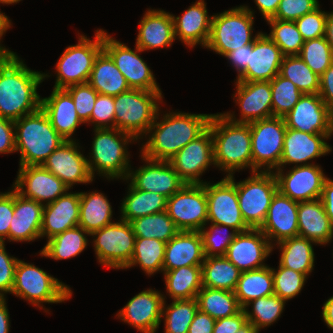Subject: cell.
Here are the masks:
<instances>
[{"label": "cell", "mask_w": 333, "mask_h": 333, "mask_svg": "<svg viewBox=\"0 0 333 333\" xmlns=\"http://www.w3.org/2000/svg\"><path fill=\"white\" fill-rule=\"evenodd\" d=\"M50 77L27 68L16 52L0 59V117L17 120L37 111L41 97L37 88Z\"/></svg>", "instance_id": "1"}, {"label": "cell", "mask_w": 333, "mask_h": 333, "mask_svg": "<svg viewBox=\"0 0 333 333\" xmlns=\"http://www.w3.org/2000/svg\"><path fill=\"white\" fill-rule=\"evenodd\" d=\"M211 115L169 111L157 122L160 116L158 111L145 135L149 138L142 143L141 155L153 160L169 161L208 128Z\"/></svg>", "instance_id": "2"}, {"label": "cell", "mask_w": 333, "mask_h": 333, "mask_svg": "<svg viewBox=\"0 0 333 333\" xmlns=\"http://www.w3.org/2000/svg\"><path fill=\"white\" fill-rule=\"evenodd\" d=\"M208 128L212 133L215 167L226 176L246 168L252 173L250 124L235 123L217 113L211 115Z\"/></svg>", "instance_id": "3"}, {"label": "cell", "mask_w": 333, "mask_h": 333, "mask_svg": "<svg viewBox=\"0 0 333 333\" xmlns=\"http://www.w3.org/2000/svg\"><path fill=\"white\" fill-rule=\"evenodd\" d=\"M14 126L16 151L20 152L19 166L42 165L65 141L41 107L15 120Z\"/></svg>", "instance_id": "4"}, {"label": "cell", "mask_w": 333, "mask_h": 333, "mask_svg": "<svg viewBox=\"0 0 333 333\" xmlns=\"http://www.w3.org/2000/svg\"><path fill=\"white\" fill-rule=\"evenodd\" d=\"M92 150L87 159L91 176L95 172L107 179H127L131 169L127 145L137 142L130 134L116 128L94 129Z\"/></svg>", "instance_id": "5"}, {"label": "cell", "mask_w": 333, "mask_h": 333, "mask_svg": "<svg viewBox=\"0 0 333 333\" xmlns=\"http://www.w3.org/2000/svg\"><path fill=\"white\" fill-rule=\"evenodd\" d=\"M162 91L130 89L114 97L115 128L143 139L160 111Z\"/></svg>", "instance_id": "6"}, {"label": "cell", "mask_w": 333, "mask_h": 333, "mask_svg": "<svg viewBox=\"0 0 333 333\" xmlns=\"http://www.w3.org/2000/svg\"><path fill=\"white\" fill-rule=\"evenodd\" d=\"M72 293L68 285L49 275L43 269L18 260L11 294L48 312V309L43 308V303L65 302L72 297Z\"/></svg>", "instance_id": "7"}, {"label": "cell", "mask_w": 333, "mask_h": 333, "mask_svg": "<svg viewBox=\"0 0 333 333\" xmlns=\"http://www.w3.org/2000/svg\"><path fill=\"white\" fill-rule=\"evenodd\" d=\"M254 12L246 5L212 15L211 31L206 49L222 56L255 41L252 37Z\"/></svg>", "instance_id": "8"}, {"label": "cell", "mask_w": 333, "mask_h": 333, "mask_svg": "<svg viewBox=\"0 0 333 333\" xmlns=\"http://www.w3.org/2000/svg\"><path fill=\"white\" fill-rule=\"evenodd\" d=\"M95 31L94 40L81 34L78 44L64 50L55 65L57 77L53 88L65 89L88 82L95 59L103 50V30Z\"/></svg>", "instance_id": "9"}, {"label": "cell", "mask_w": 333, "mask_h": 333, "mask_svg": "<svg viewBox=\"0 0 333 333\" xmlns=\"http://www.w3.org/2000/svg\"><path fill=\"white\" fill-rule=\"evenodd\" d=\"M247 179L235 182L239 208L245 223L250 228H260L264 223L273 196L278 191L273 172L256 171Z\"/></svg>", "instance_id": "10"}, {"label": "cell", "mask_w": 333, "mask_h": 333, "mask_svg": "<svg viewBox=\"0 0 333 333\" xmlns=\"http://www.w3.org/2000/svg\"><path fill=\"white\" fill-rule=\"evenodd\" d=\"M252 172H274L280 168L284 136V117L272 116L250 122ZM263 168V170H262Z\"/></svg>", "instance_id": "11"}, {"label": "cell", "mask_w": 333, "mask_h": 333, "mask_svg": "<svg viewBox=\"0 0 333 333\" xmlns=\"http://www.w3.org/2000/svg\"><path fill=\"white\" fill-rule=\"evenodd\" d=\"M93 247L98 262L108 268L125 269L131 261L136 236L130 222L118 220L94 231Z\"/></svg>", "instance_id": "12"}, {"label": "cell", "mask_w": 333, "mask_h": 333, "mask_svg": "<svg viewBox=\"0 0 333 333\" xmlns=\"http://www.w3.org/2000/svg\"><path fill=\"white\" fill-rule=\"evenodd\" d=\"M166 212L180 231H200L207 226L204 184H185L167 199Z\"/></svg>", "instance_id": "13"}, {"label": "cell", "mask_w": 333, "mask_h": 333, "mask_svg": "<svg viewBox=\"0 0 333 333\" xmlns=\"http://www.w3.org/2000/svg\"><path fill=\"white\" fill-rule=\"evenodd\" d=\"M134 49L133 51L103 30V50L124 75L130 89L161 91L150 67L139 55L143 51L136 45Z\"/></svg>", "instance_id": "14"}, {"label": "cell", "mask_w": 333, "mask_h": 333, "mask_svg": "<svg viewBox=\"0 0 333 333\" xmlns=\"http://www.w3.org/2000/svg\"><path fill=\"white\" fill-rule=\"evenodd\" d=\"M205 191L208 213L207 224L211 222L229 226L237 232L250 229L245 223L239 208L236 185L228 176L213 184L205 181Z\"/></svg>", "instance_id": "15"}, {"label": "cell", "mask_w": 333, "mask_h": 333, "mask_svg": "<svg viewBox=\"0 0 333 333\" xmlns=\"http://www.w3.org/2000/svg\"><path fill=\"white\" fill-rule=\"evenodd\" d=\"M169 162L186 184H204L200 176L211 165L215 166L211 130L207 128L178 151Z\"/></svg>", "instance_id": "16"}, {"label": "cell", "mask_w": 333, "mask_h": 333, "mask_svg": "<svg viewBox=\"0 0 333 333\" xmlns=\"http://www.w3.org/2000/svg\"><path fill=\"white\" fill-rule=\"evenodd\" d=\"M284 172V168H278L273 172L281 194L296 202L321 198L323 184L328 177L318 164L293 166Z\"/></svg>", "instance_id": "17"}, {"label": "cell", "mask_w": 333, "mask_h": 333, "mask_svg": "<svg viewBox=\"0 0 333 333\" xmlns=\"http://www.w3.org/2000/svg\"><path fill=\"white\" fill-rule=\"evenodd\" d=\"M12 188L22 197L43 205L54 202L69 188L42 165L19 166Z\"/></svg>", "instance_id": "18"}, {"label": "cell", "mask_w": 333, "mask_h": 333, "mask_svg": "<svg viewBox=\"0 0 333 333\" xmlns=\"http://www.w3.org/2000/svg\"><path fill=\"white\" fill-rule=\"evenodd\" d=\"M145 165L129 170L126 181L138 190L155 192L167 199L186 183L180 178L169 161L153 160L141 155Z\"/></svg>", "instance_id": "19"}, {"label": "cell", "mask_w": 333, "mask_h": 333, "mask_svg": "<svg viewBox=\"0 0 333 333\" xmlns=\"http://www.w3.org/2000/svg\"><path fill=\"white\" fill-rule=\"evenodd\" d=\"M287 128L310 134H333V112L319 94H303L284 116Z\"/></svg>", "instance_id": "20"}, {"label": "cell", "mask_w": 333, "mask_h": 333, "mask_svg": "<svg viewBox=\"0 0 333 333\" xmlns=\"http://www.w3.org/2000/svg\"><path fill=\"white\" fill-rule=\"evenodd\" d=\"M58 177L69 189L75 184H86L94 180L87 158L81 153L76 140L64 141L42 164Z\"/></svg>", "instance_id": "21"}, {"label": "cell", "mask_w": 333, "mask_h": 333, "mask_svg": "<svg viewBox=\"0 0 333 333\" xmlns=\"http://www.w3.org/2000/svg\"><path fill=\"white\" fill-rule=\"evenodd\" d=\"M266 235L259 228L238 232L224 255L240 271L257 270L273 251Z\"/></svg>", "instance_id": "22"}, {"label": "cell", "mask_w": 333, "mask_h": 333, "mask_svg": "<svg viewBox=\"0 0 333 333\" xmlns=\"http://www.w3.org/2000/svg\"><path fill=\"white\" fill-rule=\"evenodd\" d=\"M234 98L240 108L241 117L233 113H223L235 123H250L272 117V91L270 81L246 82L236 81Z\"/></svg>", "instance_id": "23"}, {"label": "cell", "mask_w": 333, "mask_h": 333, "mask_svg": "<svg viewBox=\"0 0 333 333\" xmlns=\"http://www.w3.org/2000/svg\"><path fill=\"white\" fill-rule=\"evenodd\" d=\"M166 296L158 290H143L131 298L117 314V318L142 333H155L162 320Z\"/></svg>", "instance_id": "24"}, {"label": "cell", "mask_w": 333, "mask_h": 333, "mask_svg": "<svg viewBox=\"0 0 333 333\" xmlns=\"http://www.w3.org/2000/svg\"><path fill=\"white\" fill-rule=\"evenodd\" d=\"M284 55L267 33H260L249 44V58L246 69L237 76L236 81H271L279 74Z\"/></svg>", "instance_id": "25"}, {"label": "cell", "mask_w": 333, "mask_h": 333, "mask_svg": "<svg viewBox=\"0 0 333 333\" xmlns=\"http://www.w3.org/2000/svg\"><path fill=\"white\" fill-rule=\"evenodd\" d=\"M333 134H310L287 128L283 152L280 159V168L286 164L295 166L311 165L312 159L325 156L332 151V147L325 140L330 139ZM311 161V163L308 162Z\"/></svg>", "instance_id": "26"}, {"label": "cell", "mask_w": 333, "mask_h": 333, "mask_svg": "<svg viewBox=\"0 0 333 333\" xmlns=\"http://www.w3.org/2000/svg\"><path fill=\"white\" fill-rule=\"evenodd\" d=\"M298 206L299 202L279 191L273 196L266 219L259 228L272 246L284 239L298 236Z\"/></svg>", "instance_id": "27"}, {"label": "cell", "mask_w": 333, "mask_h": 333, "mask_svg": "<svg viewBox=\"0 0 333 333\" xmlns=\"http://www.w3.org/2000/svg\"><path fill=\"white\" fill-rule=\"evenodd\" d=\"M44 205L22 197L14 190V215L11 219L8 240L30 242L41 238Z\"/></svg>", "instance_id": "28"}, {"label": "cell", "mask_w": 333, "mask_h": 333, "mask_svg": "<svg viewBox=\"0 0 333 333\" xmlns=\"http://www.w3.org/2000/svg\"><path fill=\"white\" fill-rule=\"evenodd\" d=\"M204 0L196 1L180 16L172 14L175 39L179 38L189 48L196 45L206 47L211 31L212 16L206 9Z\"/></svg>", "instance_id": "29"}, {"label": "cell", "mask_w": 333, "mask_h": 333, "mask_svg": "<svg viewBox=\"0 0 333 333\" xmlns=\"http://www.w3.org/2000/svg\"><path fill=\"white\" fill-rule=\"evenodd\" d=\"M135 45L142 51L167 48L176 40L172 14L148 9L139 22Z\"/></svg>", "instance_id": "30"}, {"label": "cell", "mask_w": 333, "mask_h": 333, "mask_svg": "<svg viewBox=\"0 0 333 333\" xmlns=\"http://www.w3.org/2000/svg\"><path fill=\"white\" fill-rule=\"evenodd\" d=\"M80 209V192H66L54 202L44 205L41 238L47 240L78 226Z\"/></svg>", "instance_id": "31"}, {"label": "cell", "mask_w": 333, "mask_h": 333, "mask_svg": "<svg viewBox=\"0 0 333 333\" xmlns=\"http://www.w3.org/2000/svg\"><path fill=\"white\" fill-rule=\"evenodd\" d=\"M205 255L200 231H179L166 243L163 271L201 266Z\"/></svg>", "instance_id": "32"}, {"label": "cell", "mask_w": 333, "mask_h": 333, "mask_svg": "<svg viewBox=\"0 0 333 333\" xmlns=\"http://www.w3.org/2000/svg\"><path fill=\"white\" fill-rule=\"evenodd\" d=\"M41 109L46 113L51 125L66 141L72 139L77 126L83 124L78 117L74 101L65 89L53 88L49 97L41 98Z\"/></svg>", "instance_id": "33"}, {"label": "cell", "mask_w": 333, "mask_h": 333, "mask_svg": "<svg viewBox=\"0 0 333 333\" xmlns=\"http://www.w3.org/2000/svg\"><path fill=\"white\" fill-rule=\"evenodd\" d=\"M297 220L299 236L318 245H325L332 241L333 226L320 198L299 202Z\"/></svg>", "instance_id": "34"}, {"label": "cell", "mask_w": 333, "mask_h": 333, "mask_svg": "<svg viewBox=\"0 0 333 333\" xmlns=\"http://www.w3.org/2000/svg\"><path fill=\"white\" fill-rule=\"evenodd\" d=\"M88 83L99 94L113 97L130 90L126 78L104 50L95 59Z\"/></svg>", "instance_id": "35"}, {"label": "cell", "mask_w": 333, "mask_h": 333, "mask_svg": "<svg viewBox=\"0 0 333 333\" xmlns=\"http://www.w3.org/2000/svg\"><path fill=\"white\" fill-rule=\"evenodd\" d=\"M112 206L104 193L80 192L78 226L91 234L112 222Z\"/></svg>", "instance_id": "36"}, {"label": "cell", "mask_w": 333, "mask_h": 333, "mask_svg": "<svg viewBox=\"0 0 333 333\" xmlns=\"http://www.w3.org/2000/svg\"><path fill=\"white\" fill-rule=\"evenodd\" d=\"M316 243L302 236L284 239L276 244L280 248L279 264L309 276L314 268Z\"/></svg>", "instance_id": "37"}, {"label": "cell", "mask_w": 333, "mask_h": 333, "mask_svg": "<svg viewBox=\"0 0 333 333\" xmlns=\"http://www.w3.org/2000/svg\"><path fill=\"white\" fill-rule=\"evenodd\" d=\"M167 198L155 192L136 189L128 185L127 196L121 203L120 219L130 222L135 218L166 211Z\"/></svg>", "instance_id": "38"}, {"label": "cell", "mask_w": 333, "mask_h": 333, "mask_svg": "<svg viewBox=\"0 0 333 333\" xmlns=\"http://www.w3.org/2000/svg\"><path fill=\"white\" fill-rule=\"evenodd\" d=\"M241 272L225 256L205 257L201 265L202 287L234 292Z\"/></svg>", "instance_id": "39"}, {"label": "cell", "mask_w": 333, "mask_h": 333, "mask_svg": "<svg viewBox=\"0 0 333 333\" xmlns=\"http://www.w3.org/2000/svg\"><path fill=\"white\" fill-rule=\"evenodd\" d=\"M87 236L90 234L80 226L67 229L48 239L39 254L56 261L73 258L87 248L89 242Z\"/></svg>", "instance_id": "40"}, {"label": "cell", "mask_w": 333, "mask_h": 333, "mask_svg": "<svg viewBox=\"0 0 333 333\" xmlns=\"http://www.w3.org/2000/svg\"><path fill=\"white\" fill-rule=\"evenodd\" d=\"M234 294L242 308L250 301L274 294L272 269L269 266L241 272Z\"/></svg>", "instance_id": "41"}, {"label": "cell", "mask_w": 333, "mask_h": 333, "mask_svg": "<svg viewBox=\"0 0 333 333\" xmlns=\"http://www.w3.org/2000/svg\"><path fill=\"white\" fill-rule=\"evenodd\" d=\"M163 274L166 292L172 300L196 298L202 288L201 266H182Z\"/></svg>", "instance_id": "42"}, {"label": "cell", "mask_w": 333, "mask_h": 333, "mask_svg": "<svg viewBox=\"0 0 333 333\" xmlns=\"http://www.w3.org/2000/svg\"><path fill=\"white\" fill-rule=\"evenodd\" d=\"M198 309L215 320L236 315L243 308L234 292L202 287L196 296Z\"/></svg>", "instance_id": "43"}, {"label": "cell", "mask_w": 333, "mask_h": 333, "mask_svg": "<svg viewBox=\"0 0 333 333\" xmlns=\"http://www.w3.org/2000/svg\"><path fill=\"white\" fill-rule=\"evenodd\" d=\"M130 224L136 238H155L165 243L180 231L166 211L135 218Z\"/></svg>", "instance_id": "44"}, {"label": "cell", "mask_w": 333, "mask_h": 333, "mask_svg": "<svg viewBox=\"0 0 333 333\" xmlns=\"http://www.w3.org/2000/svg\"><path fill=\"white\" fill-rule=\"evenodd\" d=\"M165 246V242L155 238H136L134 252L126 269L137 264L148 276L163 272Z\"/></svg>", "instance_id": "45"}, {"label": "cell", "mask_w": 333, "mask_h": 333, "mask_svg": "<svg viewBox=\"0 0 333 333\" xmlns=\"http://www.w3.org/2000/svg\"><path fill=\"white\" fill-rule=\"evenodd\" d=\"M279 74L292 81L303 94H319L320 76L299 55L284 56Z\"/></svg>", "instance_id": "46"}, {"label": "cell", "mask_w": 333, "mask_h": 333, "mask_svg": "<svg viewBox=\"0 0 333 333\" xmlns=\"http://www.w3.org/2000/svg\"><path fill=\"white\" fill-rule=\"evenodd\" d=\"M285 303L286 300L273 294L250 301L245 305L243 310L247 321L252 323L258 332H260L261 328L271 326L281 317ZM249 306L252 308L251 312L248 310Z\"/></svg>", "instance_id": "47"}, {"label": "cell", "mask_w": 333, "mask_h": 333, "mask_svg": "<svg viewBox=\"0 0 333 333\" xmlns=\"http://www.w3.org/2000/svg\"><path fill=\"white\" fill-rule=\"evenodd\" d=\"M198 311L196 298L172 300L166 305L164 300L162 317L164 316L165 333H188L189 326Z\"/></svg>", "instance_id": "48"}, {"label": "cell", "mask_w": 333, "mask_h": 333, "mask_svg": "<svg viewBox=\"0 0 333 333\" xmlns=\"http://www.w3.org/2000/svg\"><path fill=\"white\" fill-rule=\"evenodd\" d=\"M266 22L271 25L270 34L267 36L275 42L284 56L300 54L304 40L295 21L267 19Z\"/></svg>", "instance_id": "49"}, {"label": "cell", "mask_w": 333, "mask_h": 333, "mask_svg": "<svg viewBox=\"0 0 333 333\" xmlns=\"http://www.w3.org/2000/svg\"><path fill=\"white\" fill-rule=\"evenodd\" d=\"M270 87L272 91V114L277 117H284L288 114L303 95L292 81L280 74L270 81Z\"/></svg>", "instance_id": "50"}, {"label": "cell", "mask_w": 333, "mask_h": 333, "mask_svg": "<svg viewBox=\"0 0 333 333\" xmlns=\"http://www.w3.org/2000/svg\"><path fill=\"white\" fill-rule=\"evenodd\" d=\"M299 56L319 76L333 63V50L325 37L304 41Z\"/></svg>", "instance_id": "51"}, {"label": "cell", "mask_w": 333, "mask_h": 333, "mask_svg": "<svg viewBox=\"0 0 333 333\" xmlns=\"http://www.w3.org/2000/svg\"><path fill=\"white\" fill-rule=\"evenodd\" d=\"M208 228L209 229L204 226L200 230L203 239V250L205 257L224 256L227 249L229 248V245L238 232L229 226L213 223H211L210 227ZM229 228L232 230L231 232L228 231ZM223 231L225 232L223 233Z\"/></svg>", "instance_id": "52"}, {"label": "cell", "mask_w": 333, "mask_h": 333, "mask_svg": "<svg viewBox=\"0 0 333 333\" xmlns=\"http://www.w3.org/2000/svg\"><path fill=\"white\" fill-rule=\"evenodd\" d=\"M272 269L274 294L288 301L297 296L304 287L308 277L298 271L283 267L279 264L278 269Z\"/></svg>", "instance_id": "53"}, {"label": "cell", "mask_w": 333, "mask_h": 333, "mask_svg": "<svg viewBox=\"0 0 333 333\" xmlns=\"http://www.w3.org/2000/svg\"><path fill=\"white\" fill-rule=\"evenodd\" d=\"M65 90L71 95L78 117L85 123H90V117L96 102L98 92L87 82L71 85Z\"/></svg>", "instance_id": "54"}, {"label": "cell", "mask_w": 333, "mask_h": 333, "mask_svg": "<svg viewBox=\"0 0 333 333\" xmlns=\"http://www.w3.org/2000/svg\"><path fill=\"white\" fill-rule=\"evenodd\" d=\"M327 12L322 11L320 6L314 11L305 14L295 21L304 41L312 40L325 35Z\"/></svg>", "instance_id": "55"}, {"label": "cell", "mask_w": 333, "mask_h": 333, "mask_svg": "<svg viewBox=\"0 0 333 333\" xmlns=\"http://www.w3.org/2000/svg\"><path fill=\"white\" fill-rule=\"evenodd\" d=\"M90 123L94 129L115 128L114 97L99 94L93 107Z\"/></svg>", "instance_id": "56"}, {"label": "cell", "mask_w": 333, "mask_h": 333, "mask_svg": "<svg viewBox=\"0 0 333 333\" xmlns=\"http://www.w3.org/2000/svg\"><path fill=\"white\" fill-rule=\"evenodd\" d=\"M319 6L318 0H281L275 15L270 19L296 21Z\"/></svg>", "instance_id": "57"}, {"label": "cell", "mask_w": 333, "mask_h": 333, "mask_svg": "<svg viewBox=\"0 0 333 333\" xmlns=\"http://www.w3.org/2000/svg\"><path fill=\"white\" fill-rule=\"evenodd\" d=\"M18 260L16 257L8 255L5 242H0V298H6L7 293L11 294Z\"/></svg>", "instance_id": "58"}, {"label": "cell", "mask_w": 333, "mask_h": 333, "mask_svg": "<svg viewBox=\"0 0 333 333\" xmlns=\"http://www.w3.org/2000/svg\"><path fill=\"white\" fill-rule=\"evenodd\" d=\"M5 193L0 192V242L8 239L11 219L14 215V189Z\"/></svg>", "instance_id": "59"}, {"label": "cell", "mask_w": 333, "mask_h": 333, "mask_svg": "<svg viewBox=\"0 0 333 333\" xmlns=\"http://www.w3.org/2000/svg\"><path fill=\"white\" fill-rule=\"evenodd\" d=\"M16 152L14 121L0 117V154Z\"/></svg>", "instance_id": "60"}, {"label": "cell", "mask_w": 333, "mask_h": 333, "mask_svg": "<svg viewBox=\"0 0 333 333\" xmlns=\"http://www.w3.org/2000/svg\"><path fill=\"white\" fill-rule=\"evenodd\" d=\"M247 322V317L242 309L234 316L216 320L213 333H236Z\"/></svg>", "instance_id": "61"}, {"label": "cell", "mask_w": 333, "mask_h": 333, "mask_svg": "<svg viewBox=\"0 0 333 333\" xmlns=\"http://www.w3.org/2000/svg\"><path fill=\"white\" fill-rule=\"evenodd\" d=\"M319 96L333 112V63L320 76Z\"/></svg>", "instance_id": "62"}, {"label": "cell", "mask_w": 333, "mask_h": 333, "mask_svg": "<svg viewBox=\"0 0 333 333\" xmlns=\"http://www.w3.org/2000/svg\"><path fill=\"white\" fill-rule=\"evenodd\" d=\"M216 320L198 309L192 320L188 333H213Z\"/></svg>", "instance_id": "63"}, {"label": "cell", "mask_w": 333, "mask_h": 333, "mask_svg": "<svg viewBox=\"0 0 333 333\" xmlns=\"http://www.w3.org/2000/svg\"><path fill=\"white\" fill-rule=\"evenodd\" d=\"M224 57H226L228 61H230V64L235 67L234 69H236L238 73L237 75L239 76L248 65L249 44L227 53Z\"/></svg>", "instance_id": "64"}, {"label": "cell", "mask_w": 333, "mask_h": 333, "mask_svg": "<svg viewBox=\"0 0 333 333\" xmlns=\"http://www.w3.org/2000/svg\"><path fill=\"white\" fill-rule=\"evenodd\" d=\"M321 201L324 205L325 212L330 219V222L333 226V180L327 178L324 181Z\"/></svg>", "instance_id": "65"}, {"label": "cell", "mask_w": 333, "mask_h": 333, "mask_svg": "<svg viewBox=\"0 0 333 333\" xmlns=\"http://www.w3.org/2000/svg\"><path fill=\"white\" fill-rule=\"evenodd\" d=\"M281 0H254L255 5L265 20L272 18Z\"/></svg>", "instance_id": "66"}, {"label": "cell", "mask_w": 333, "mask_h": 333, "mask_svg": "<svg viewBox=\"0 0 333 333\" xmlns=\"http://www.w3.org/2000/svg\"><path fill=\"white\" fill-rule=\"evenodd\" d=\"M11 25L12 23L8 16H6L5 13H2L0 11V43L1 38L3 37V35H5L6 31L10 29ZM12 54H14L13 51L6 49L0 44V59L10 56Z\"/></svg>", "instance_id": "67"}, {"label": "cell", "mask_w": 333, "mask_h": 333, "mask_svg": "<svg viewBox=\"0 0 333 333\" xmlns=\"http://www.w3.org/2000/svg\"><path fill=\"white\" fill-rule=\"evenodd\" d=\"M6 298H0V333H9L10 314L6 305Z\"/></svg>", "instance_id": "68"}, {"label": "cell", "mask_w": 333, "mask_h": 333, "mask_svg": "<svg viewBox=\"0 0 333 333\" xmlns=\"http://www.w3.org/2000/svg\"><path fill=\"white\" fill-rule=\"evenodd\" d=\"M322 318L329 329L333 330V296L322 307Z\"/></svg>", "instance_id": "69"}, {"label": "cell", "mask_w": 333, "mask_h": 333, "mask_svg": "<svg viewBox=\"0 0 333 333\" xmlns=\"http://www.w3.org/2000/svg\"><path fill=\"white\" fill-rule=\"evenodd\" d=\"M327 42L330 44L333 50V11L327 12L325 35Z\"/></svg>", "instance_id": "70"}, {"label": "cell", "mask_w": 333, "mask_h": 333, "mask_svg": "<svg viewBox=\"0 0 333 333\" xmlns=\"http://www.w3.org/2000/svg\"><path fill=\"white\" fill-rule=\"evenodd\" d=\"M236 333H259L258 330L255 328V326L250 323L246 322L240 330H238Z\"/></svg>", "instance_id": "71"}, {"label": "cell", "mask_w": 333, "mask_h": 333, "mask_svg": "<svg viewBox=\"0 0 333 333\" xmlns=\"http://www.w3.org/2000/svg\"><path fill=\"white\" fill-rule=\"evenodd\" d=\"M21 0H0V4L2 3V4H8V5H10V4H15V3H19Z\"/></svg>", "instance_id": "72"}]
</instances>
